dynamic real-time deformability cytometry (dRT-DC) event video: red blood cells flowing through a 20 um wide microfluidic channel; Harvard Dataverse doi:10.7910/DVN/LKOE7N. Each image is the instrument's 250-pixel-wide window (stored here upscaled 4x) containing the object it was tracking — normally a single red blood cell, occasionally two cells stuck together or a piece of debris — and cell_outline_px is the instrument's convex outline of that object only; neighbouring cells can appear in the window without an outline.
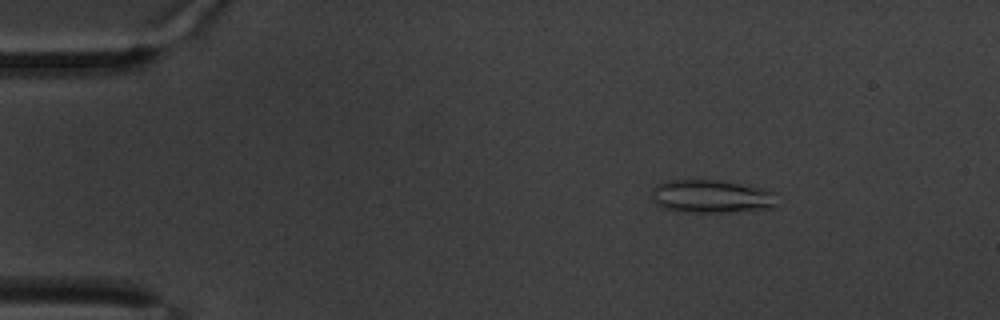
{"species": "common noctule bat (a hibernating species)", "species_latin": "Nyctalus noctula", "temperature_condition": "warm", "stored_images_in_passage": 63, "camera_frame_rate_fps": 3000, "um_per_image_px": 0.085, "animal": {"sex": "male", "body_mass_g": 20.1, "forearm_length_mm": 53.5}, "frame": {"image": 1, "passage_image": 10, "time_ms": 3.0, "image_size_px": [1000, 320], "cell_outline_px": [[776, 208], [728, 212], [688, 212], [664, 208], [656, 204], [652, 200], [652, 188], [656, 184], [664, 180], [720, 180], [764, 188], [776, 192]], "centroid_in_image_um": [60.49, 16.69], "position_along_channel_um": 24.5, "area_um2": 24.57}}
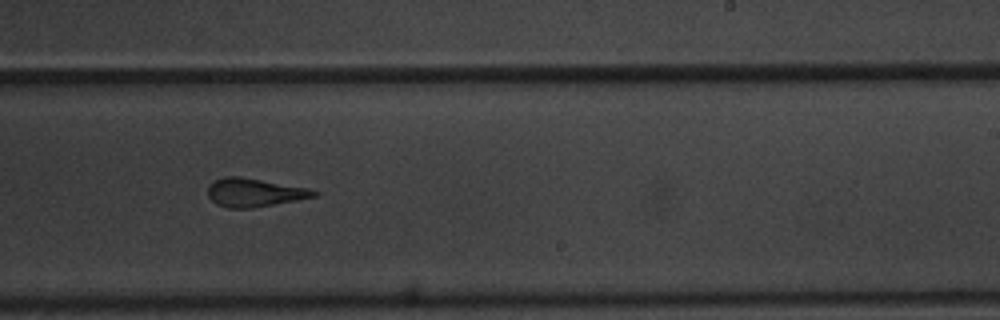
{"frame": {"image": 2, "passage_image": 39, "time_ms": 12.667, "image_size_px": [1000, 320], "cell_outline_px": [[320, 192], [316, 196], [296, 200], [252, 208], [228, 208], [216, 204], [208, 196], [208, 188], [216, 180], [224, 176], [240, 176], [308, 188]], "centroid_in_image_um": [21.62, 16.36], "position_along_channel_um": 267.4, "area_um2": 17.4}}
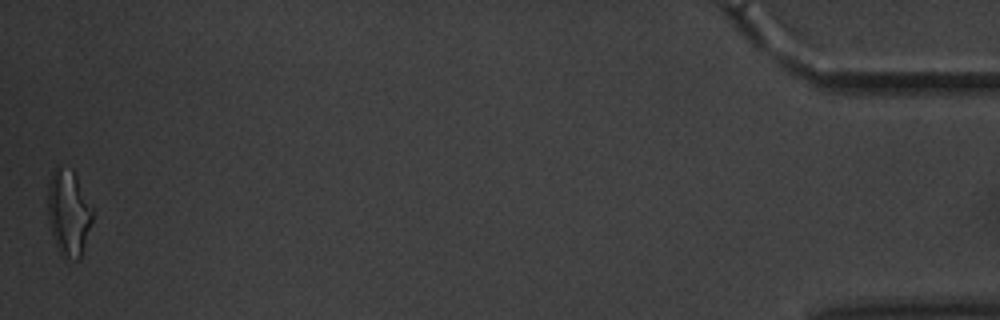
{"frame": {"image": 3, "passage_image": 62, "time_ms": 20.333, "image_size_px": [1000, 320], "cell_outline_px": [[92, 220], [80, 260], [76, 260], [64, 256], [60, 252], [52, 236], [48, 220], [48, 184], [52, 172], [56, 168], [72, 168], [92, 208]], "centroid_in_image_um": [5.82, 18.09], "position_along_channel_um": 429.4, "area_um2": 22.08}, "authors_computed_cell_mechanics": {"area_um2": 18.785, "velocity_mm_per_s": 3.285, "shape_relaxation_time_tau1_ms": 10.7575, "shape_relaxation_time_tau2_ms": 2.036, "deformation_change_tau1": 0.239, "deformation_change_tau2": 0.1361}}